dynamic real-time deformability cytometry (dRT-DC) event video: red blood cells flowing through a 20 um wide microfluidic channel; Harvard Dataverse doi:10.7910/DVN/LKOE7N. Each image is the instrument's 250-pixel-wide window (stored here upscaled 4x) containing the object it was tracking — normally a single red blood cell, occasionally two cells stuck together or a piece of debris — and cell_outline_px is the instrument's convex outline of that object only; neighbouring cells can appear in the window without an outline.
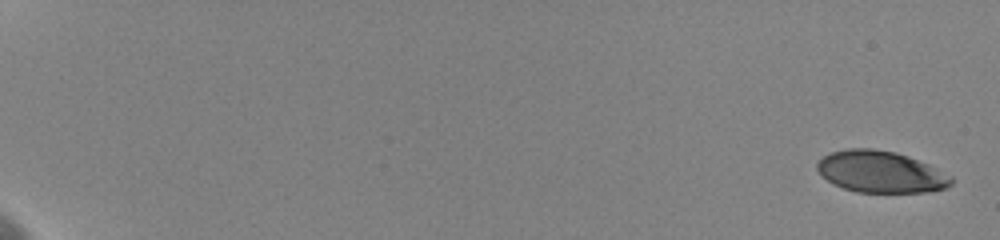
{"species": "human", "species_latin": "Homo sapiens", "temperature_condition": "cold", "stored_images_in_passage": 6, "camera_frame_rate_fps": 3000, "um_per_image_px": 0.085, "donor": {"sex": "female"}, "frame": {"image": 1, "passage_image": 1, "time_ms": 0.0, "image_size_px": [1000, 240], "cell_outline_px": [[956, 180], [948, 188], [928, 192], [856, 192], [832, 184], [820, 176], [816, 168], [816, 164], [824, 156], [832, 152], [848, 148], [872, 148], [896, 152], [908, 156], [928, 164], [952, 176]], "centroid_in_image_um": [74.87, 14.61], "position_along_channel_um": 10.1, "area_um2": 32.89}}